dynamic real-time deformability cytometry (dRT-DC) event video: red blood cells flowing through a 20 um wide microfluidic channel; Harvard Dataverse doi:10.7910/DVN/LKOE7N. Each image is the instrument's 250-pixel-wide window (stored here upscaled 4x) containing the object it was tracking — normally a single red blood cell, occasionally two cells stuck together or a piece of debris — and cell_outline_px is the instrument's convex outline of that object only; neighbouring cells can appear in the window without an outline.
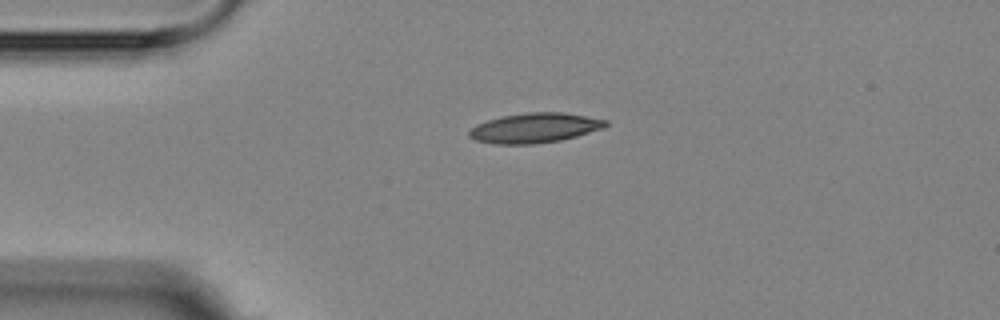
{"species": "Egyptian fruit bat (a non-hibernating species)", "species_latin": "Rousettus aegyptiacus", "temperature_condition": "room temperature", "stored_images_in_passage": 2, "camera_frame_rate_fps": 3000, "um_per_image_px": 0.085, "animal": {"sex": "female"}, "frame": {"image": 1, "passage_image": 1, "time_ms": 0.0, "image_size_px": [1000, 320], "cell_outline_px": [[608, 124], [604, 128], [576, 136], [560, 140], [532, 144], [496, 144], [476, 140], [468, 136], [468, 132], [476, 124], [488, 120], [504, 116], [528, 112], [564, 112], [608, 120]], "centroid_in_image_um": [45.46, 10.87], "position_along_channel_um": 39.5, "area_um2": 23.58}}